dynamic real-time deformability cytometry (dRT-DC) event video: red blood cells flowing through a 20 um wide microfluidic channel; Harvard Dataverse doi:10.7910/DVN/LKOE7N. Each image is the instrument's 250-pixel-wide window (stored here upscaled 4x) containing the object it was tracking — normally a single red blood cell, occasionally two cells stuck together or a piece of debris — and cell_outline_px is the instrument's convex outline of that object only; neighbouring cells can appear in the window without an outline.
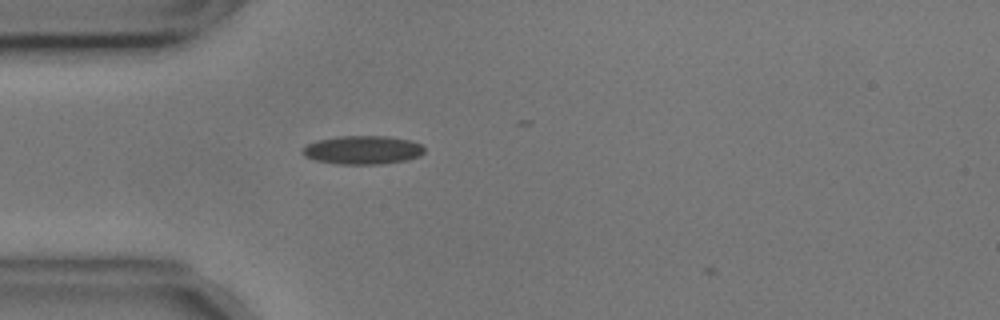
{"species": "common noctule bat (a hibernating species)", "species_latin": "Nyctalus noctula", "temperature_condition": "cold", "stored_images_in_passage": 13, "camera_frame_rate_fps": 3000, "um_per_image_px": 0.085, "animal": {"sex": "male", "body_mass_g": 17.9, "forearm_length_mm": 54.2}, "frame": {"image": 1, "passage_image": 2, "time_ms": 0.333, "image_size_px": [1000, 320], "cell_outline_px": [[424, 152], [420, 156], [408, 160], [380, 164], [336, 164], [316, 160], [304, 156], [304, 148], [308, 144], [320, 140], [340, 136], [388, 136], [408, 140], [420, 144], [424, 148]], "centroid_in_image_um": [30.87, 12.75], "position_along_channel_um": 54.1, "area_um2": 20.06}}
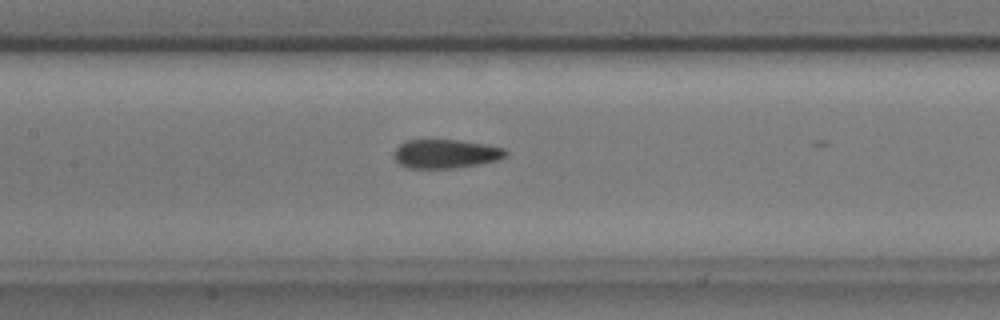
{"frame": {"image": 2, "passage_image": 12, "time_ms": 3.667, "image_size_px": [1000, 320], "cell_outline_px": [[508, 152], [504, 156], [496, 160], [480, 164], [456, 168], [408, 168], [400, 164], [396, 160], [396, 148], [404, 140], [456, 140], [484, 144], [504, 148]], "centroid_in_image_um": [37.88, 13.07], "position_along_channel_um": 169.5, "area_um2": 18.55}}